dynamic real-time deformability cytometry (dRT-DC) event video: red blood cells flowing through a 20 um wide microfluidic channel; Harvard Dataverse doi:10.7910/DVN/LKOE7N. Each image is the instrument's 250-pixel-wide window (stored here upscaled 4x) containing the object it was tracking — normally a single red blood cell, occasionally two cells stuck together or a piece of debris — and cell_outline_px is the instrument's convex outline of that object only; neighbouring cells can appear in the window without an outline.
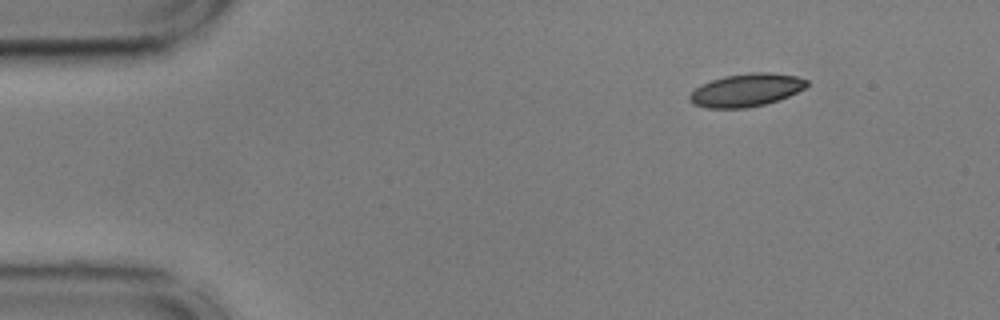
{"species": "common noctule bat (a hibernating species)", "species_latin": "Nyctalus noctula", "temperature_condition": "cold", "stored_images_in_passage": 49, "camera_frame_rate_fps": 3000, "um_per_image_px": 0.085, "animal": {"sex": "male", "body_mass_g": 17.9, "forearm_length_mm": 54.2}, "frame": {"image": 1, "passage_image": 1, "time_ms": 0.0, "image_size_px": [1000, 320], "cell_outline_px": [[808, 84], [804, 88], [788, 96], [764, 104], [748, 108], [708, 108], [692, 104], [688, 100], [688, 96], [696, 88], [712, 80], [724, 76], [752, 72], [768, 72], [796, 76], [808, 80]], "centroid_in_image_um": [63.41, 7.66], "position_along_channel_um": 21.6, "area_um2": 22.31}}
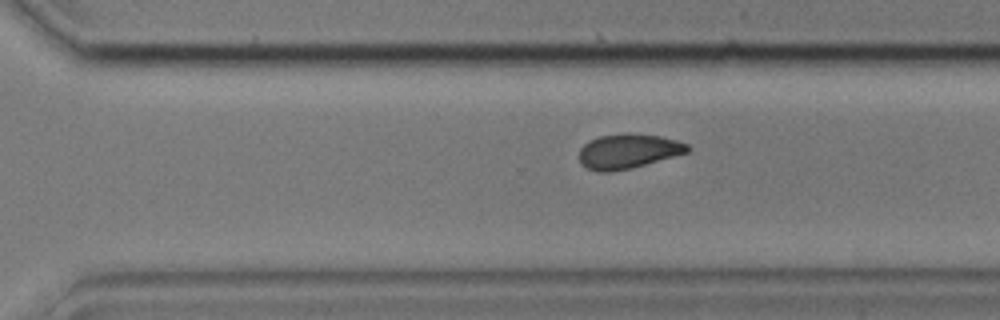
{"frame": {"image": 2, "passage_image": 32, "time_ms": 10.333, "image_size_px": [1000, 320], "cell_outline_px": [[692, 148], [688, 152], [632, 168], [612, 172], [596, 172], [580, 164], [580, 148], [584, 144], [600, 136], [628, 132], [660, 136], [676, 140], [688, 144]], "centroid_in_image_um": [53.4, 12.85], "position_along_channel_um": 317.2, "area_um2": 21.96}}
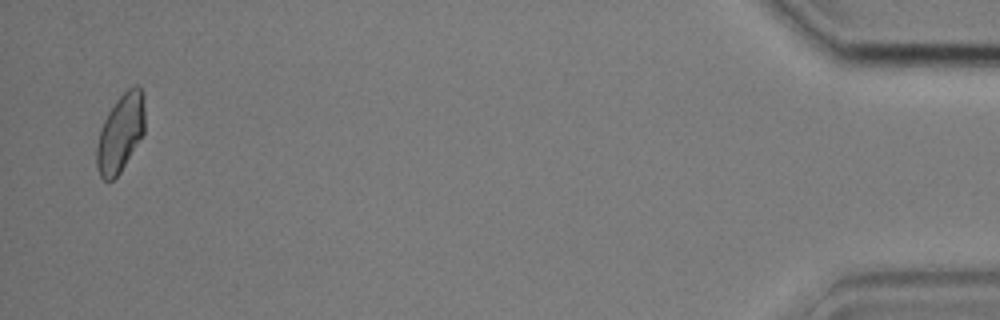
{"frame": {"image": 3, "passage_image": 48, "time_ms": 15.667, "image_size_px": [1000, 320], "cell_outline_px": [[144, 132], [120, 172], [112, 180], [104, 180], [100, 176], [96, 164], [96, 148], [100, 128], [108, 112], [116, 100], [132, 84], [136, 84], [144, 92]], "centroid_in_image_um": [10.23, 11.27], "position_along_channel_um": 425.0, "area_um2": 21.79}, "authors_computed_cell_mechanics": {"area_um2": 22.3108, "velocity_mm_per_s": 3.5995, "shape_relaxation_time_tau1_ms": 3.0341, "shape_relaxation_time_tau2_ms": 3.8897, "deformation_change_tau1": 0.1016, "deformation_change_tau2": 0.074}}